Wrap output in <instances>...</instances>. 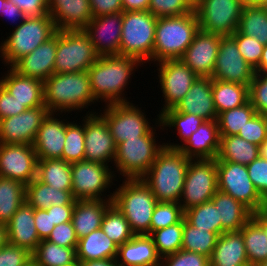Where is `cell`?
I'll return each mask as SVG.
<instances>
[{"label":"cell","instance_id":"f1b7e54d","mask_svg":"<svg viewBox=\"0 0 267 266\" xmlns=\"http://www.w3.org/2000/svg\"><path fill=\"white\" fill-rule=\"evenodd\" d=\"M116 262L119 266H160L161 257L148 235H135L118 247Z\"/></svg>","mask_w":267,"mask_h":266},{"label":"cell","instance_id":"f5cc1de1","mask_svg":"<svg viewBox=\"0 0 267 266\" xmlns=\"http://www.w3.org/2000/svg\"><path fill=\"white\" fill-rule=\"evenodd\" d=\"M249 101L256 113L267 116V74L255 72L249 85Z\"/></svg>","mask_w":267,"mask_h":266},{"label":"cell","instance_id":"e7e4bbea","mask_svg":"<svg viewBox=\"0 0 267 266\" xmlns=\"http://www.w3.org/2000/svg\"><path fill=\"white\" fill-rule=\"evenodd\" d=\"M74 205H54L46 209L51 212L52 224L59 225L62 223L70 222L72 219Z\"/></svg>","mask_w":267,"mask_h":266},{"label":"cell","instance_id":"34e18365","mask_svg":"<svg viewBox=\"0 0 267 266\" xmlns=\"http://www.w3.org/2000/svg\"><path fill=\"white\" fill-rule=\"evenodd\" d=\"M244 1H245V4L267 7V0H244Z\"/></svg>","mask_w":267,"mask_h":266},{"label":"cell","instance_id":"91938a15","mask_svg":"<svg viewBox=\"0 0 267 266\" xmlns=\"http://www.w3.org/2000/svg\"><path fill=\"white\" fill-rule=\"evenodd\" d=\"M26 109L24 104L19 103L15 97L0 84V120L18 115Z\"/></svg>","mask_w":267,"mask_h":266},{"label":"cell","instance_id":"e575fe53","mask_svg":"<svg viewBox=\"0 0 267 266\" xmlns=\"http://www.w3.org/2000/svg\"><path fill=\"white\" fill-rule=\"evenodd\" d=\"M212 95L217 115L249 101V85L212 79Z\"/></svg>","mask_w":267,"mask_h":266},{"label":"cell","instance_id":"83f0119b","mask_svg":"<svg viewBox=\"0 0 267 266\" xmlns=\"http://www.w3.org/2000/svg\"><path fill=\"white\" fill-rule=\"evenodd\" d=\"M2 76L0 84L27 109L44 104V82L20 75L12 67Z\"/></svg>","mask_w":267,"mask_h":266},{"label":"cell","instance_id":"ba28073f","mask_svg":"<svg viewBox=\"0 0 267 266\" xmlns=\"http://www.w3.org/2000/svg\"><path fill=\"white\" fill-rule=\"evenodd\" d=\"M84 30H57L54 73L87 71L99 58Z\"/></svg>","mask_w":267,"mask_h":266},{"label":"cell","instance_id":"60d3db41","mask_svg":"<svg viewBox=\"0 0 267 266\" xmlns=\"http://www.w3.org/2000/svg\"><path fill=\"white\" fill-rule=\"evenodd\" d=\"M32 259L38 266H63L77 262L76 248H67L52 243L46 239L41 240Z\"/></svg>","mask_w":267,"mask_h":266},{"label":"cell","instance_id":"7c38bea8","mask_svg":"<svg viewBox=\"0 0 267 266\" xmlns=\"http://www.w3.org/2000/svg\"><path fill=\"white\" fill-rule=\"evenodd\" d=\"M114 171L108 165L79 161L71 164L72 195L75 200H112L113 193L107 195L105 192L113 185ZM102 196V197H101ZM104 196V197H103Z\"/></svg>","mask_w":267,"mask_h":266},{"label":"cell","instance_id":"603a6c76","mask_svg":"<svg viewBox=\"0 0 267 266\" xmlns=\"http://www.w3.org/2000/svg\"><path fill=\"white\" fill-rule=\"evenodd\" d=\"M57 30H83L93 18L89 0H48Z\"/></svg>","mask_w":267,"mask_h":266},{"label":"cell","instance_id":"9a60e30c","mask_svg":"<svg viewBox=\"0 0 267 266\" xmlns=\"http://www.w3.org/2000/svg\"><path fill=\"white\" fill-rule=\"evenodd\" d=\"M158 79L164 96L162 110L159 115L173 108L188 93L198 76L181 59L165 60L159 63Z\"/></svg>","mask_w":267,"mask_h":266},{"label":"cell","instance_id":"680465c9","mask_svg":"<svg viewBox=\"0 0 267 266\" xmlns=\"http://www.w3.org/2000/svg\"><path fill=\"white\" fill-rule=\"evenodd\" d=\"M31 259L27 249L9 243L0 250V266H24Z\"/></svg>","mask_w":267,"mask_h":266},{"label":"cell","instance_id":"94428289","mask_svg":"<svg viewBox=\"0 0 267 266\" xmlns=\"http://www.w3.org/2000/svg\"><path fill=\"white\" fill-rule=\"evenodd\" d=\"M93 17L123 12L121 0H89Z\"/></svg>","mask_w":267,"mask_h":266},{"label":"cell","instance_id":"8992f818","mask_svg":"<svg viewBox=\"0 0 267 266\" xmlns=\"http://www.w3.org/2000/svg\"><path fill=\"white\" fill-rule=\"evenodd\" d=\"M56 31L49 14L29 16L16 25L10 36L1 43L0 57L6 65L12 67L20 58L50 39Z\"/></svg>","mask_w":267,"mask_h":266},{"label":"cell","instance_id":"11e5206c","mask_svg":"<svg viewBox=\"0 0 267 266\" xmlns=\"http://www.w3.org/2000/svg\"><path fill=\"white\" fill-rule=\"evenodd\" d=\"M24 266H38V265L36 264V262L33 259H31Z\"/></svg>","mask_w":267,"mask_h":266},{"label":"cell","instance_id":"7dc6e473","mask_svg":"<svg viewBox=\"0 0 267 266\" xmlns=\"http://www.w3.org/2000/svg\"><path fill=\"white\" fill-rule=\"evenodd\" d=\"M82 121V125L74 121L66 124L62 159L71 164L85 160V117Z\"/></svg>","mask_w":267,"mask_h":266},{"label":"cell","instance_id":"ac0fdd59","mask_svg":"<svg viewBox=\"0 0 267 266\" xmlns=\"http://www.w3.org/2000/svg\"><path fill=\"white\" fill-rule=\"evenodd\" d=\"M49 113L46 106H38L1 119L0 143L33 145L38 129Z\"/></svg>","mask_w":267,"mask_h":266},{"label":"cell","instance_id":"816d5d0a","mask_svg":"<svg viewBox=\"0 0 267 266\" xmlns=\"http://www.w3.org/2000/svg\"><path fill=\"white\" fill-rule=\"evenodd\" d=\"M231 37L236 41L238 50L245 61L255 69L262 58L264 45L258 39L241 34L238 30Z\"/></svg>","mask_w":267,"mask_h":266},{"label":"cell","instance_id":"7402d4cb","mask_svg":"<svg viewBox=\"0 0 267 266\" xmlns=\"http://www.w3.org/2000/svg\"><path fill=\"white\" fill-rule=\"evenodd\" d=\"M171 149H179L190 159L217 158L220 149V135L217 120L204 121L184 144L166 143Z\"/></svg>","mask_w":267,"mask_h":266},{"label":"cell","instance_id":"11a10c76","mask_svg":"<svg viewBox=\"0 0 267 266\" xmlns=\"http://www.w3.org/2000/svg\"><path fill=\"white\" fill-rule=\"evenodd\" d=\"M160 266H210V260L202 254L181 249L161 258Z\"/></svg>","mask_w":267,"mask_h":266},{"label":"cell","instance_id":"836d02e7","mask_svg":"<svg viewBox=\"0 0 267 266\" xmlns=\"http://www.w3.org/2000/svg\"><path fill=\"white\" fill-rule=\"evenodd\" d=\"M118 246L98 229L78 239L77 261L116 259Z\"/></svg>","mask_w":267,"mask_h":266},{"label":"cell","instance_id":"44dd1931","mask_svg":"<svg viewBox=\"0 0 267 266\" xmlns=\"http://www.w3.org/2000/svg\"><path fill=\"white\" fill-rule=\"evenodd\" d=\"M221 36L199 30L181 60L198 77H212L219 51Z\"/></svg>","mask_w":267,"mask_h":266},{"label":"cell","instance_id":"30bf717a","mask_svg":"<svg viewBox=\"0 0 267 266\" xmlns=\"http://www.w3.org/2000/svg\"><path fill=\"white\" fill-rule=\"evenodd\" d=\"M217 190V158L190 159L179 202L182 210L211 201Z\"/></svg>","mask_w":267,"mask_h":266},{"label":"cell","instance_id":"f35d334b","mask_svg":"<svg viewBox=\"0 0 267 266\" xmlns=\"http://www.w3.org/2000/svg\"><path fill=\"white\" fill-rule=\"evenodd\" d=\"M25 201V185L0 176V222L7 224Z\"/></svg>","mask_w":267,"mask_h":266},{"label":"cell","instance_id":"9c48e42d","mask_svg":"<svg viewBox=\"0 0 267 266\" xmlns=\"http://www.w3.org/2000/svg\"><path fill=\"white\" fill-rule=\"evenodd\" d=\"M154 131L155 127L145 136L125 140L116 146L114 165L125 179L141 178L165 147V143L157 145Z\"/></svg>","mask_w":267,"mask_h":266},{"label":"cell","instance_id":"753ad0ef","mask_svg":"<svg viewBox=\"0 0 267 266\" xmlns=\"http://www.w3.org/2000/svg\"><path fill=\"white\" fill-rule=\"evenodd\" d=\"M259 153L261 158L267 160V138L259 146Z\"/></svg>","mask_w":267,"mask_h":266},{"label":"cell","instance_id":"9f6ffc18","mask_svg":"<svg viewBox=\"0 0 267 266\" xmlns=\"http://www.w3.org/2000/svg\"><path fill=\"white\" fill-rule=\"evenodd\" d=\"M246 168L255 189L265 200L267 198V160L259 156Z\"/></svg>","mask_w":267,"mask_h":266},{"label":"cell","instance_id":"ee69618b","mask_svg":"<svg viewBox=\"0 0 267 266\" xmlns=\"http://www.w3.org/2000/svg\"><path fill=\"white\" fill-rule=\"evenodd\" d=\"M100 228L118 247L135 236L127 219L113 204L107 208Z\"/></svg>","mask_w":267,"mask_h":266},{"label":"cell","instance_id":"c3c4849f","mask_svg":"<svg viewBox=\"0 0 267 266\" xmlns=\"http://www.w3.org/2000/svg\"><path fill=\"white\" fill-rule=\"evenodd\" d=\"M183 234V218L176 224L151 232L158 255L163 258L181 250Z\"/></svg>","mask_w":267,"mask_h":266},{"label":"cell","instance_id":"8fae6325","mask_svg":"<svg viewBox=\"0 0 267 266\" xmlns=\"http://www.w3.org/2000/svg\"><path fill=\"white\" fill-rule=\"evenodd\" d=\"M244 5V0H195L200 30L231 36L238 29Z\"/></svg>","mask_w":267,"mask_h":266},{"label":"cell","instance_id":"b9f144b4","mask_svg":"<svg viewBox=\"0 0 267 266\" xmlns=\"http://www.w3.org/2000/svg\"><path fill=\"white\" fill-rule=\"evenodd\" d=\"M244 238L249 266H256L267 259V235L251 218L240 230Z\"/></svg>","mask_w":267,"mask_h":266},{"label":"cell","instance_id":"6da1fadb","mask_svg":"<svg viewBox=\"0 0 267 266\" xmlns=\"http://www.w3.org/2000/svg\"><path fill=\"white\" fill-rule=\"evenodd\" d=\"M143 65L134 57L122 55L100 56L87 70L94 98L105 101V104L128 103L130 101L122 94L134 68Z\"/></svg>","mask_w":267,"mask_h":266},{"label":"cell","instance_id":"4dcf8cb0","mask_svg":"<svg viewBox=\"0 0 267 266\" xmlns=\"http://www.w3.org/2000/svg\"><path fill=\"white\" fill-rule=\"evenodd\" d=\"M209 260L210 266H249L242 233L221 234Z\"/></svg>","mask_w":267,"mask_h":266},{"label":"cell","instance_id":"74e56055","mask_svg":"<svg viewBox=\"0 0 267 266\" xmlns=\"http://www.w3.org/2000/svg\"><path fill=\"white\" fill-rule=\"evenodd\" d=\"M237 30L267 45V7L245 4Z\"/></svg>","mask_w":267,"mask_h":266},{"label":"cell","instance_id":"003e7915","mask_svg":"<svg viewBox=\"0 0 267 266\" xmlns=\"http://www.w3.org/2000/svg\"><path fill=\"white\" fill-rule=\"evenodd\" d=\"M123 11H148L150 0H121Z\"/></svg>","mask_w":267,"mask_h":266},{"label":"cell","instance_id":"6f0895ef","mask_svg":"<svg viewBox=\"0 0 267 266\" xmlns=\"http://www.w3.org/2000/svg\"><path fill=\"white\" fill-rule=\"evenodd\" d=\"M46 240L67 248L77 249L78 245V237L71 221L56 225Z\"/></svg>","mask_w":267,"mask_h":266},{"label":"cell","instance_id":"4fadbf2b","mask_svg":"<svg viewBox=\"0 0 267 266\" xmlns=\"http://www.w3.org/2000/svg\"><path fill=\"white\" fill-rule=\"evenodd\" d=\"M142 111L130 102L105 106L103 114H100L105 119L116 146L125 140L145 136L153 128Z\"/></svg>","mask_w":267,"mask_h":266},{"label":"cell","instance_id":"2644e50d","mask_svg":"<svg viewBox=\"0 0 267 266\" xmlns=\"http://www.w3.org/2000/svg\"><path fill=\"white\" fill-rule=\"evenodd\" d=\"M257 73L267 74V45H264L262 58L259 65L254 69Z\"/></svg>","mask_w":267,"mask_h":266},{"label":"cell","instance_id":"b9fcfbb0","mask_svg":"<svg viewBox=\"0 0 267 266\" xmlns=\"http://www.w3.org/2000/svg\"><path fill=\"white\" fill-rule=\"evenodd\" d=\"M256 266H267V259L264 261H261L258 265Z\"/></svg>","mask_w":267,"mask_h":266},{"label":"cell","instance_id":"979ff035","mask_svg":"<svg viewBox=\"0 0 267 266\" xmlns=\"http://www.w3.org/2000/svg\"><path fill=\"white\" fill-rule=\"evenodd\" d=\"M265 208H267V198L265 199Z\"/></svg>","mask_w":267,"mask_h":266},{"label":"cell","instance_id":"a7ac6f4b","mask_svg":"<svg viewBox=\"0 0 267 266\" xmlns=\"http://www.w3.org/2000/svg\"><path fill=\"white\" fill-rule=\"evenodd\" d=\"M252 218L261 226L267 235V208L262 207L252 212Z\"/></svg>","mask_w":267,"mask_h":266},{"label":"cell","instance_id":"cb8c5ba5","mask_svg":"<svg viewBox=\"0 0 267 266\" xmlns=\"http://www.w3.org/2000/svg\"><path fill=\"white\" fill-rule=\"evenodd\" d=\"M56 33L33 52L20 58L12 68L20 75L44 82L54 73Z\"/></svg>","mask_w":267,"mask_h":266},{"label":"cell","instance_id":"2e32d148","mask_svg":"<svg viewBox=\"0 0 267 266\" xmlns=\"http://www.w3.org/2000/svg\"><path fill=\"white\" fill-rule=\"evenodd\" d=\"M254 75V68L245 61L238 50L236 41L231 36H221L219 51L211 78L250 85Z\"/></svg>","mask_w":267,"mask_h":266},{"label":"cell","instance_id":"d590c367","mask_svg":"<svg viewBox=\"0 0 267 266\" xmlns=\"http://www.w3.org/2000/svg\"><path fill=\"white\" fill-rule=\"evenodd\" d=\"M259 154L257 144H252L238 135L220 136L217 161H229L247 166L258 158Z\"/></svg>","mask_w":267,"mask_h":266},{"label":"cell","instance_id":"5bb4252c","mask_svg":"<svg viewBox=\"0 0 267 266\" xmlns=\"http://www.w3.org/2000/svg\"><path fill=\"white\" fill-rule=\"evenodd\" d=\"M218 190L242 202L252 212L265 206V200L249 178L246 165L217 161Z\"/></svg>","mask_w":267,"mask_h":266},{"label":"cell","instance_id":"8c879c8a","mask_svg":"<svg viewBox=\"0 0 267 266\" xmlns=\"http://www.w3.org/2000/svg\"><path fill=\"white\" fill-rule=\"evenodd\" d=\"M8 243L6 224L0 222V250Z\"/></svg>","mask_w":267,"mask_h":266},{"label":"cell","instance_id":"2a66077c","mask_svg":"<svg viewBox=\"0 0 267 266\" xmlns=\"http://www.w3.org/2000/svg\"><path fill=\"white\" fill-rule=\"evenodd\" d=\"M4 1L5 0H0V15L1 16H2L3 9H4Z\"/></svg>","mask_w":267,"mask_h":266},{"label":"cell","instance_id":"6125c7cd","mask_svg":"<svg viewBox=\"0 0 267 266\" xmlns=\"http://www.w3.org/2000/svg\"><path fill=\"white\" fill-rule=\"evenodd\" d=\"M35 228L41 240L47 239L54 229L52 224L51 212L43 209H34Z\"/></svg>","mask_w":267,"mask_h":266},{"label":"cell","instance_id":"681fc988","mask_svg":"<svg viewBox=\"0 0 267 266\" xmlns=\"http://www.w3.org/2000/svg\"><path fill=\"white\" fill-rule=\"evenodd\" d=\"M184 211L177 202H157L150 223V233L178 223Z\"/></svg>","mask_w":267,"mask_h":266},{"label":"cell","instance_id":"db71d44e","mask_svg":"<svg viewBox=\"0 0 267 266\" xmlns=\"http://www.w3.org/2000/svg\"><path fill=\"white\" fill-rule=\"evenodd\" d=\"M238 136L260 146L267 138V116L256 113L243 129H240Z\"/></svg>","mask_w":267,"mask_h":266},{"label":"cell","instance_id":"f907efd6","mask_svg":"<svg viewBox=\"0 0 267 266\" xmlns=\"http://www.w3.org/2000/svg\"><path fill=\"white\" fill-rule=\"evenodd\" d=\"M195 0H150L148 11L157 18L181 16L194 11Z\"/></svg>","mask_w":267,"mask_h":266},{"label":"cell","instance_id":"bcb514c9","mask_svg":"<svg viewBox=\"0 0 267 266\" xmlns=\"http://www.w3.org/2000/svg\"><path fill=\"white\" fill-rule=\"evenodd\" d=\"M256 114L255 108L248 101L244 105L220 113L217 117L219 135H238L240 129Z\"/></svg>","mask_w":267,"mask_h":266},{"label":"cell","instance_id":"d6a6232c","mask_svg":"<svg viewBox=\"0 0 267 266\" xmlns=\"http://www.w3.org/2000/svg\"><path fill=\"white\" fill-rule=\"evenodd\" d=\"M25 201L34 209L46 210L54 205H75L70 191L58 190L35 178L25 185Z\"/></svg>","mask_w":267,"mask_h":266},{"label":"cell","instance_id":"89a4df30","mask_svg":"<svg viewBox=\"0 0 267 266\" xmlns=\"http://www.w3.org/2000/svg\"><path fill=\"white\" fill-rule=\"evenodd\" d=\"M79 266H119L116 259L79 261Z\"/></svg>","mask_w":267,"mask_h":266},{"label":"cell","instance_id":"3957f363","mask_svg":"<svg viewBox=\"0 0 267 266\" xmlns=\"http://www.w3.org/2000/svg\"><path fill=\"white\" fill-rule=\"evenodd\" d=\"M96 101L87 71L53 73L44 81V104L50 113L82 111Z\"/></svg>","mask_w":267,"mask_h":266},{"label":"cell","instance_id":"ffe728a7","mask_svg":"<svg viewBox=\"0 0 267 266\" xmlns=\"http://www.w3.org/2000/svg\"><path fill=\"white\" fill-rule=\"evenodd\" d=\"M83 30L99 56L119 55L122 12L93 17Z\"/></svg>","mask_w":267,"mask_h":266},{"label":"cell","instance_id":"277c9868","mask_svg":"<svg viewBox=\"0 0 267 266\" xmlns=\"http://www.w3.org/2000/svg\"><path fill=\"white\" fill-rule=\"evenodd\" d=\"M199 30L195 10L181 16L158 18L153 62L181 59Z\"/></svg>","mask_w":267,"mask_h":266},{"label":"cell","instance_id":"5b68a950","mask_svg":"<svg viewBox=\"0 0 267 266\" xmlns=\"http://www.w3.org/2000/svg\"><path fill=\"white\" fill-rule=\"evenodd\" d=\"M157 199L151 189L138 179H124L113 191L112 204L127 219L135 235H149L152 214Z\"/></svg>","mask_w":267,"mask_h":266},{"label":"cell","instance_id":"8d00e7d4","mask_svg":"<svg viewBox=\"0 0 267 266\" xmlns=\"http://www.w3.org/2000/svg\"><path fill=\"white\" fill-rule=\"evenodd\" d=\"M37 179L53 188L72 193L71 163L63 159L38 160Z\"/></svg>","mask_w":267,"mask_h":266},{"label":"cell","instance_id":"09005b40","mask_svg":"<svg viewBox=\"0 0 267 266\" xmlns=\"http://www.w3.org/2000/svg\"><path fill=\"white\" fill-rule=\"evenodd\" d=\"M63 266H79V261H77L76 263H74L72 265H63Z\"/></svg>","mask_w":267,"mask_h":266},{"label":"cell","instance_id":"484cf974","mask_svg":"<svg viewBox=\"0 0 267 266\" xmlns=\"http://www.w3.org/2000/svg\"><path fill=\"white\" fill-rule=\"evenodd\" d=\"M54 114L49 113L43 120L34 140L33 148L38 160L62 159L67 122L55 118Z\"/></svg>","mask_w":267,"mask_h":266},{"label":"cell","instance_id":"f546056e","mask_svg":"<svg viewBox=\"0 0 267 266\" xmlns=\"http://www.w3.org/2000/svg\"><path fill=\"white\" fill-rule=\"evenodd\" d=\"M112 200H76L71 223L78 239L101 227L103 216Z\"/></svg>","mask_w":267,"mask_h":266},{"label":"cell","instance_id":"1f68e13d","mask_svg":"<svg viewBox=\"0 0 267 266\" xmlns=\"http://www.w3.org/2000/svg\"><path fill=\"white\" fill-rule=\"evenodd\" d=\"M211 201L218 210L222 234L240 231L252 218V211L247 206L220 190H217Z\"/></svg>","mask_w":267,"mask_h":266},{"label":"cell","instance_id":"4316f807","mask_svg":"<svg viewBox=\"0 0 267 266\" xmlns=\"http://www.w3.org/2000/svg\"><path fill=\"white\" fill-rule=\"evenodd\" d=\"M8 243L33 253L41 239L35 228L34 208L26 201L7 222Z\"/></svg>","mask_w":267,"mask_h":266},{"label":"cell","instance_id":"d4e9b609","mask_svg":"<svg viewBox=\"0 0 267 266\" xmlns=\"http://www.w3.org/2000/svg\"><path fill=\"white\" fill-rule=\"evenodd\" d=\"M173 109L197 115L205 121L217 120L218 115L212 95V78L198 77L188 93Z\"/></svg>","mask_w":267,"mask_h":266},{"label":"cell","instance_id":"be15d7a7","mask_svg":"<svg viewBox=\"0 0 267 266\" xmlns=\"http://www.w3.org/2000/svg\"><path fill=\"white\" fill-rule=\"evenodd\" d=\"M28 17L48 14V0H10Z\"/></svg>","mask_w":267,"mask_h":266},{"label":"cell","instance_id":"f6af8a7d","mask_svg":"<svg viewBox=\"0 0 267 266\" xmlns=\"http://www.w3.org/2000/svg\"><path fill=\"white\" fill-rule=\"evenodd\" d=\"M184 219L198 229L222 234V224L218 210L212 201L185 210Z\"/></svg>","mask_w":267,"mask_h":266},{"label":"cell","instance_id":"03108f58","mask_svg":"<svg viewBox=\"0 0 267 266\" xmlns=\"http://www.w3.org/2000/svg\"><path fill=\"white\" fill-rule=\"evenodd\" d=\"M2 15H5L7 18H11L13 23L16 20L19 21V24L28 17L16 4L10 0L4 1Z\"/></svg>","mask_w":267,"mask_h":266},{"label":"cell","instance_id":"7a4b0ae2","mask_svg":"<svg viewBox=\"0 0 267 266\" xmlns=\"http://www.w3.org/2000/svg\"><path fill=\"white\" fill-rule=\"evenodd\" d=\"M190 162L179 149L166 146L158 153L151 168L141 177L158 202H180Z\"/></svg>","mask_w":267,"mask_h":266},{"label":"cell","instance_id":"d6986e66","mask_svg":"<svg viewBox=\"0 0 267 266\" xmlns=\"http://www.w3.org/2000/svg\"><path fill=\"white\" fill-rule=\"evenodd\" d=\"M85 161L107 165L114 162L116 144L105 119L96 112L85 116ZM108 162V163H107Z\"/></svg>","mask_w":267,"mask_h":266},{"label":"cell","instance_id":"52a82bcc","mask_svg":"<svg viewBox=\"0 0 267 266\" xmlns=\"http://www.w3.org/2000/svg\"><path fill=\"white\" fill-rule=\"evenodd\" d=\"M157 20L149 11H123L119 55L153 61Z\"/></svg>","mask_w":267,"mask_h":266},{"label":"cell","instance_id":"e0dca14e","mask_svg":"<svg viewBox=\"0 0 267 266\" xmlns=\"http://www.w3.org/2000/svg\"><path fill=\"white\" fill-rule=\"evenodd\" d=\"M37 155L33 145L0 143V176L29 184L37 178Z\"/></svg>","mask_w":267,"mask_h":266},{"label":"cell","instance_id":"7bdbcfd3","mask_svg":"<svg viewBox=\"0 0 267 266\" xmlns=\"http://www.w3.org/2000/svg\"><path fill=\"white\" fill-rule=\"evenodd\" d=\"M155 121L157 122L155 125L158 124L161 129L175 127L181 142L184 144L205 120L197 115L177 112L171 108L163 111Z\"/></svg>","mask_w":267,"mask_h":266},{"label":"cell","instance_id":"ab89813d","mask_svg":"<svg viewBox=\"0 0 267 266\" xmlns=\"http://www.w3.org/2000/svg\"><path fill=\"white\" fill-rule=\"evenodd\" d=\"M219 236L216 232L192 226L183 217L182 250L202 254L210 259Z\"/></svg>","mask_w":267,"mask_h":266}]
</instances>
